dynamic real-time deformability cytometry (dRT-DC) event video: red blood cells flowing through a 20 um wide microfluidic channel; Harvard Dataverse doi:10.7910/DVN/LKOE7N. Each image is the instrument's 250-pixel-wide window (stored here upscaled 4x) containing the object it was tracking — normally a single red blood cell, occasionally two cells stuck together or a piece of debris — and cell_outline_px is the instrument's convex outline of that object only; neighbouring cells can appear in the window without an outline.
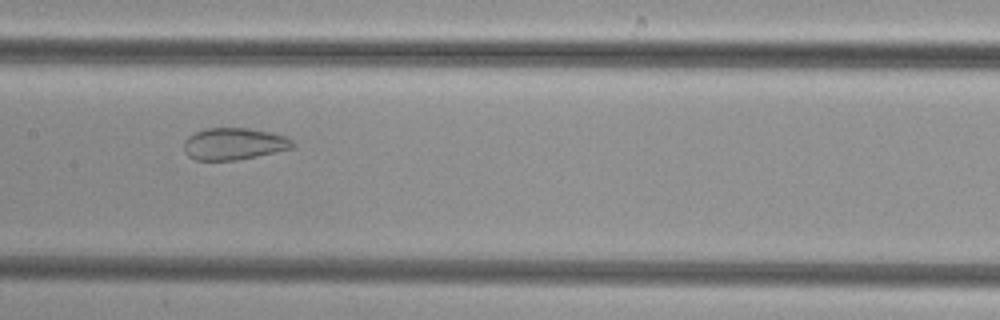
{"species": "common noctule bat (a hibernating species)", "species_latin": "Nyctalus noctula", "temperature_condition": "cold", "stored_images_in_passage": 37, "camera_frame_rate_fps": 3000, "um_per_image_px": 0.085, "animal": {"sex": "female", "body_mass_g": 29.2, "forearm_length_mm": 56.3}, "frame": {"image": 1, "passage_image": 18, "time_ms": 5.667, "image_size_px": [1000, 320], "cell_outline_px": [[296, 148], [236, 160], [196, 160], [188, 156], [184, 152], [184, 140], [188, 136], [204, 128], [248, 128], [268, 132], [284, 136], [292, 140], [296, 144]], "centroid_in_image_um": [19.89, 12.23], "position_along_channel_um": 187.5, "area_um2": 20.29}}
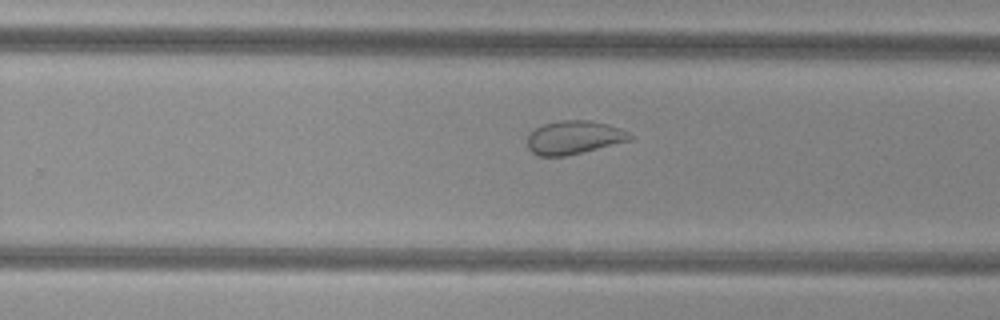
{"frame": {"image": 2, "passage_image": 25, "time_ms": 8.0, "image_size_px": [1000, 320], "cell_outline_px": [[636, 136], [632, 140], [564, 156], [536, 156], [528, 148], [528, 136], [536, 128], [544, 124], [560, 120], [588, 120], [608, 124], [620, 128]], "centroid_in_image_um": [48.82, 11.68], "position_along_channel_um": 281.0, "area_um2": 19.94}}
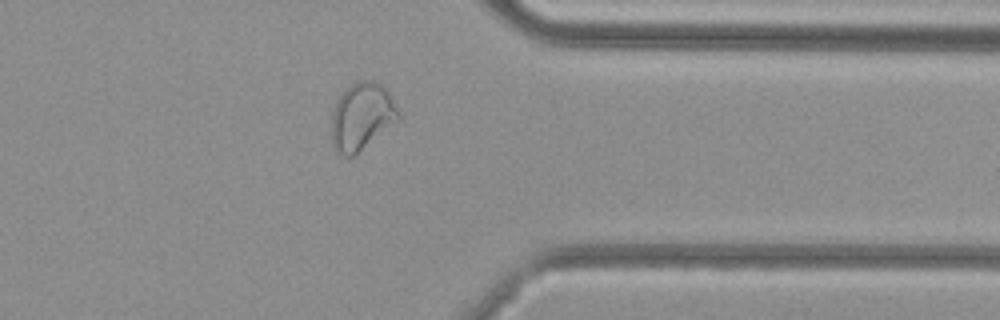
{"frame": {"image": 3, "passage_image": 33, "time_ms": 10.667, "image_size_px": [1000, 320], "cell_outline_px": [[400, 120], [352, 156], [344, 156], [332, 148], [332, 112], [336, 100], [356, 80], [372, 80], [380, 84], [388, 92], [400, 112]], "centroid_in_image_um": [30.75, 9.9], "position_along_channel_um": 380.6, "area_um2": 26.07}}